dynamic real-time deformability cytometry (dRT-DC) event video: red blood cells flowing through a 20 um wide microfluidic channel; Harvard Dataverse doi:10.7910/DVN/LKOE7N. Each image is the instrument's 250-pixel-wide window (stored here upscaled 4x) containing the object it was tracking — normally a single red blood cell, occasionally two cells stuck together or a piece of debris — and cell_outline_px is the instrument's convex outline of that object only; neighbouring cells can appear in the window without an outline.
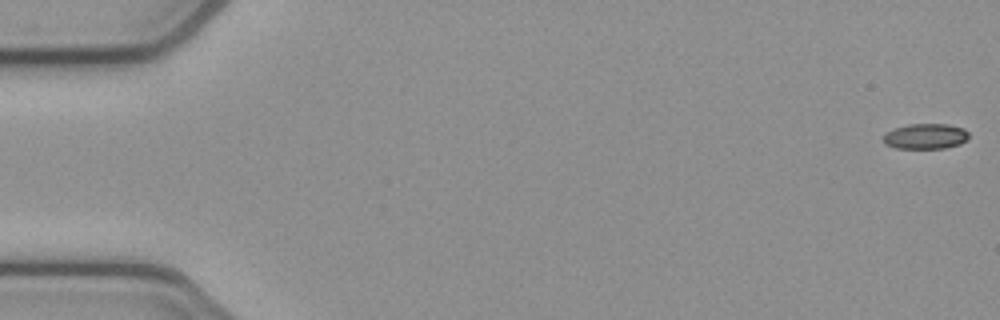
{"species": "common noctule bat (a hibernating species)", "species_latin": "Nyctalus noctula", "temperature_condition": "cold", "stored_images_in_passage": 54, "camera_frame_rate_fps": 3000, "um_per_image_px": 0.085, "animal": {"sex": "female", "body_mass_g": 21.9}, "frame": {"image": 1, "passage_image": 1, "time_ms": 0.0, "image_size_px": [1000, 320], "cell_outline_px": [[968, 140], [960, 144], [944, 148], [896, 148], [884, 144], [884, 136], [892, 128], [908, 124], [948, 124], [964, 128], [968, 132]], "centroid_in_image_um": [78.69, 11.58], "position_along_channel_um": 6.3, "area_um2": 12.72}}
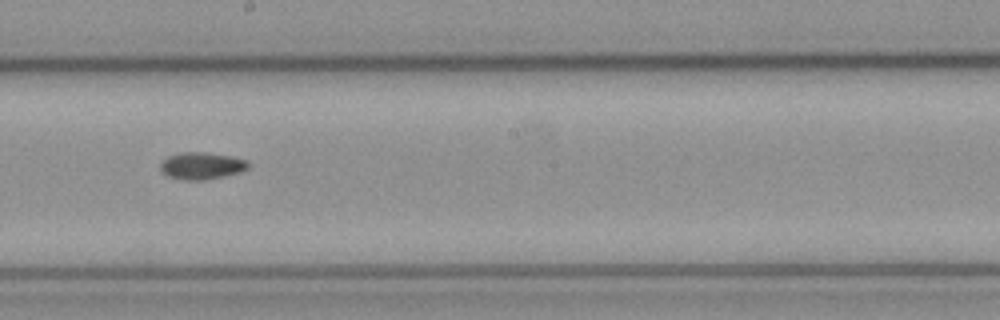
{"frame": {"image": 2, "passage_image": 30, "time_ms": 9.667, "image_size_px": [1000, 320], "cell_outline_px": [[248, 168], [240, 172], [224, 176], [204, 180], [184, 180], [168, 176], [160, 168], [160, 164], [168, 156], [180, 152], [204, 152], [232, 156], [248, 160]], "centroid_in_image_um": [17.16, 14.08], "position_along_channel_um": 231.0, "area_um2": 13.81}}
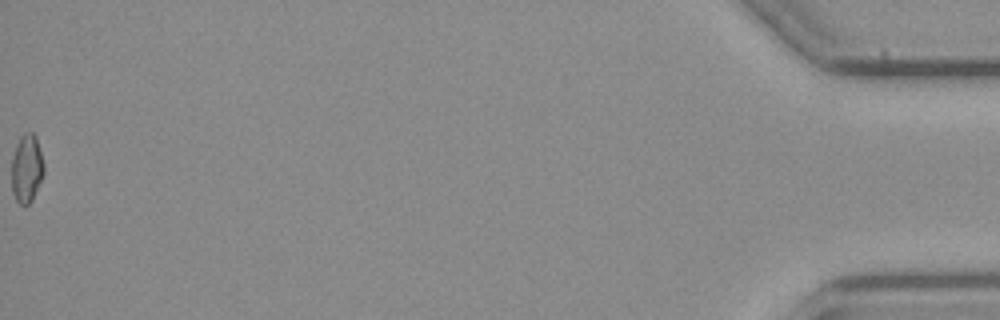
{"frame": {"image": 3, "passage_image": 54, "time_ms": 17.667, "image_size_px": [1000, 320], "cell_outline_px": [[44, 172], [32, 200], [28, 204], [20, 204], [16, 200], [12, 192], [12, 156], [16, 144], [20, 136], [24, 132], [32, 132], [36, 136], [44, 164]], "centroid_in_image_um": [2.26, 14.29], "position_along_channel_um": 432.9, "area_um2": 12.83}, "authors_computed_cell_mechanics": {"area_um2": 13.294, "velocity_mm_per_s": 3.8678, "shape_relaxation_time_tau1_ms": null, "shape_relaxation_time_tau2_ms": 7.6894, "deformation_change_tau1": null, "deformation_change_tau2": 0.1098}}